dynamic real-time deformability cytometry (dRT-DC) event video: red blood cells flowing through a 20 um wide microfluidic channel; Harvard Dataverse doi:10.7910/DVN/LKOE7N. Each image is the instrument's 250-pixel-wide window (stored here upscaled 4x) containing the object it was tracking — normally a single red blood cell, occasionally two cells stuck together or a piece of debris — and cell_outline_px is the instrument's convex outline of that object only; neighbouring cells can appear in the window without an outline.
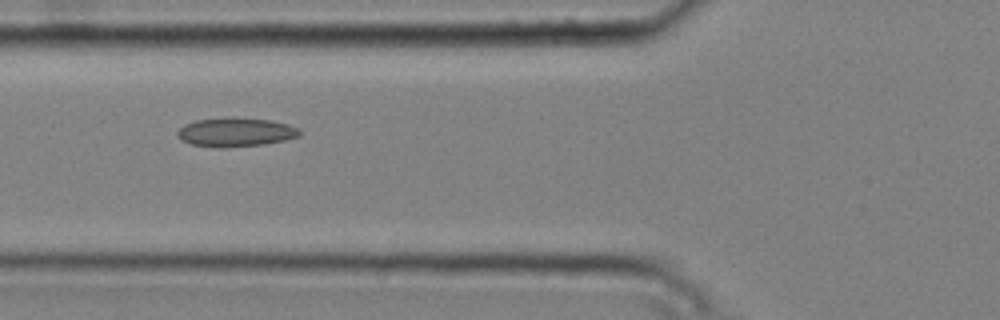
{"species": "common noctule bat (a hibernating species)", "species_latin": "Nyctalus noctula", "temperature_condition": "cold", "stored_images_in_passage": 5, "camera_frame_rate_fps": 3000, "um_per_image_px": 0.085, "animal": {"sex": "male", "body_mass_g": 20.4}, "frame": {"image": 1, "passage_image": 2, "time_ms": 0.333, "image_size_px": [1000, 320], "cell_outline_px": [[300, 136], [284, 140], [264, 144], [224, 148], [216, 148], [192, 144], [176, 136], [176, 132], [184, 124], [196, 120], [272, 120], [288, 124], [300, 128]], "centroid_in_image_um": [20.05, 11.28], "position_along_channel_um": 105.8, "area_um2": 19.83}}
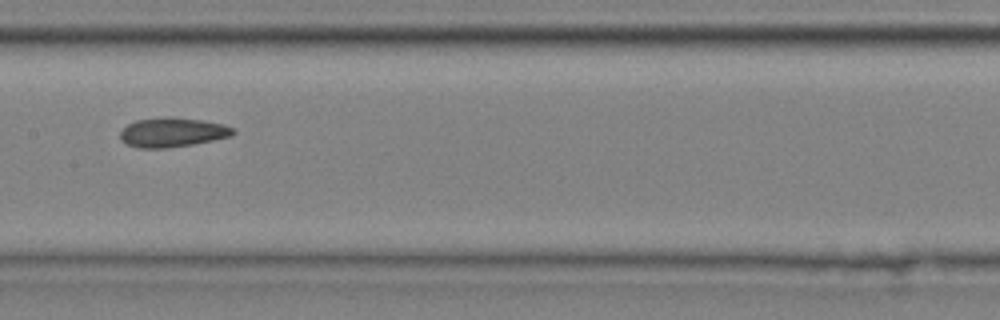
{"frame": {"image": 2, "passage_image": 4, "time_ms": 1.0, "image_size_px": [1000, 320], "cell_outline_px": [[236, 132], [232, 136], [192, 144], [164, 148], [136, 148], [120, 140], [120, 132], [128, 124], [136, 120], [168, 116], [172, 116], [204, 120], [224, 124], [232, 128]], "centroid_in_image_um": [14.65, 11.23], "position_along_channel_um": 192.7, "area_um2": 19.42}}
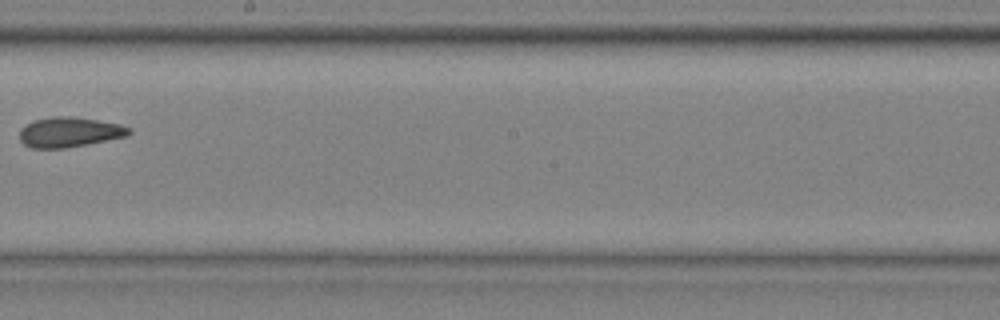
{"frame": {"image": 3, "passage_image": 5, "time_ms": 1.333, "image_size_px": [1000, 320], "cell_outline_px": [[132, 132], [128, 136], [88, 144], [64, 148], [32, 148], [24, 144], [20, 140], [20, 128], [36, 120], [56, 116], [68, 116], [96, 120], [120, 124], [132, 128]], "centroid_in_image_um": [5.94, 11.24], "position_along_channel_um": 242.3, "area_um2": 19.02}}